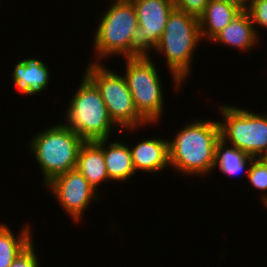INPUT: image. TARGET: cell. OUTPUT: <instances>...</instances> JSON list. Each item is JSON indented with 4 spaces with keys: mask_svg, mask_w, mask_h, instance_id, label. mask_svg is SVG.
<instances>
[{
    "mask_svg": "<svg viewBox=\"0 0 267 267\" xmlns=\"http://www.w3.org/2000/svg\"><path fill=\"white\" fill-rule=\"evenodd\" d=\"M182 128L168 140L171 168L186 176L212 173L216 145L221 139L219 121L196 119Z\"/></svg>",
    "mask_w": 267,
    "mask_h": 267,
    "instance_id": "cell-1",
    "label": "cell"
},
{
    "mask_svg": "<svg viewBox=\"0 0 267 267\" xmlns=\"http://www.w3.org/2000/svg\"><path fill=\"white\" fill-rule=\"evenodd\" d=\"M201 41L199 18L174 9L155 50L165 56L177 91L190 75L193 52Z\"/></svg>",
    "mask_w": 267,
    "mask_h": 267,
    "instance_id": "cell-2",
    "label": "cell"
},
{
    "mask_svg": "<svg viewBox=\"0 0 267 267\" xmlns=\"http://www.w3.org/2000/svg\"><path fill=\"white\" fill-rule=\"evenodd\" d=\"M72 96L63 123L84 141L109 139L113 128L107 107L96 85L84 74ZM114 126V127H113Z\"/></svg>",
    "mask_w": 267,
    "mask_h": 267,
    "instance_id": "cell-3",
    "label": "cell"
},
{
    "mask_svg": "<svg viewBox=\"0 0 267 267\" xmlns=\"http://www.w3.org/2000/svg\"><path fill=\"white\" fill-rule=\"evenodd\" d=\"M84 142L63 122L34 135L28 144L43 173L44 185L53 177L76 169L78 152Z\"/></svg>",
    "mask_w": 267,
    "mask_h": 267,
    "instance_id": "cell-4",
    "label": "cell"
},
{
    "mask_svg": "<svg viewBox=\"0 0 267 267\" xmlns=\"http://www.w3.org/2000/svg\"><path fill=\"white\" fill-rule=\"evenodd\" d=\"M92 62H89L84 73L98 88L109 116L117 126L116 129L120 127L118 132L120 134L123 130L133 132L136 128L138 130L139 127L147 126L148 123L135 109L124 75L109 70L105 63Z\"/></svg>",
    "mask_w": 267,
    "mask_h": 267,
    "instance_id": "cell-5",
    "label": "cell"
},
{
    "mask_svg": "<svg viewBox=\"0 0 267 267\" xmlns=\"http://www.w3.org/2000/svg\"><path fill=\"white\" fill-rule=\"evenodd\" d=\"M100 17L93 43L96 63L117 54L130 58L132 34L138 27L132 0H113Z\"/></svg>",
    "mask_w": 267,
    "mask_h": 267,
    "instance_id": "cell-6",
    "label": "cell"
},
{
    "mask_svg": "<svg viewBox=\"0 0 267 267\" xmlns=\"http://www.w3.org/2000/svg\"><path fill=\"white\" fill-rule=\"evenodd\" d=\"M125 59L124 77L128 83L135 109L148 123L155 124L162 118L164 96L158 69L150 56Z\"/></svg>",
    "mask_w": 267,
    "mask_h": 267,
    "instance_id": "cell-7",
    "label": "cell"
},
{
    "mask_svg": "<svg viewBox=\"0 0 267 267\" xmlns=\"http://www.w3.org/2000/svg\"><path fill=\"white\" fill-rule=\"evenodd\" d=\"M221 139L254 158L267 155V113L259 114L239 107L219 106Z\"/></svg>",
    "mask_w": 267,
    "mask_h": 267,
    "instance_id": "cell-8",
    "label": "cell"
},
{
    "mask_svg": "<svg viewBox=\"0 0 267 267\" xmlns=\"http://www.w3.org/2000/svg\"><path fill=\"white\" fill-rule=\"evenodd\" d=\"M132 3L138 27L131 38V57L149 56L150 50L155 51L175 7L172 0H132Z\"/></svg>",
    "mask_w": 267,
    "mask_h": 267,
    "instance_id": "cell-9",
    "label": "cell"
},
{
    "mask_svg": "<svg viewBox=\"0 0 267 267\" xmlns=\"http://www.w3.org/2000/svg\"><path fill=\"white\" fill-rule=\"evenodd\" d=\"M45 186L75 222L81 221L90 203L99 199L98 191L77 169L53 177Z\"/></svg>",
    "mask_w": 267,
    "mask_h": 267,
    "instance_id": "cell-10",
    "label": "cell"
},
{
    "mask_svg": "<svg viewBox=\"0 0 267 267\" xmlns=\"http://www.w3.org/2000/svg\"><path fill=\"white\" fill-rule=\"evenodd\" d=\"M129 148L136 172L156 174L162 172L165 167H170L168 140L165 138H146Z\"/></svg>",
    "mask_w": 267,
    "mask_h": 267,
    "instance_id": "cell-11",
    "label": "cell"
},
{
    "mask_svg": "<svg viewBox=\"0 0 267 267\" xmlns=\"http://www.w3.org/2000/svg\"><path fill=\"white\" fill-rule=\"evenodd\" d=\"M50 69L44 61L37 58L20 60L13 69V85L26 96L41 93L50 81Z\"/></svg>",
    "mask_w": 267,
    "mask_h": 267,
    "instance_id": "cell-12",
    "label": "cell"
},
{
    "mask_svg": "<svg viewBox=\"0 0 267 267\" xmlns=\"http://www.w3.org/2000/svg\"><path fill=\"white\" fill-rule=\"evenodd\" d=\"M244 9L228 0H209L199 17L200 35L209 42L231 23Z\"/></svg>",
    "mask_w": 267,
    "mask_h": 267,
    "instance_id": "cell-13",
    "label": "cell"
},
{
    "mask_svg": "<svg viewBox=\"0 0 267 267\" xmlns=\"http://www.w3.org/2000/svg\"><path fill=\"white\" fill-rule=\"evenodd\" d=\"M258 31L254 27L250 15L243 10L231 23H229L210 42L221 43L237 48L239 51H250L259 42Z\"/></svg>",
    "mask_w": 267,
    "mask_h": 267,
    "instance_id": "cell-14",
    "label": "cell"
},
{
    "mask_svg": "<svg viewBox=\"0 0 267 267\" xmlns=\"http://www.w3.org/2000/svg\"><path fill=\"white\" fill-rule=\"evenodd\" d=\"M108 140L107 138L95 141L103 149L108 177L110 181H128L136 173L129 145L117 141L108 144Z\"/></svg>",
    "mask_w": 267,
    "mask_h": 267,
    "instance_id": "cell-15",
    "label": "cell"
},
{
    "mask_svg": "<svg viewBox=\"0 0 267 267\" xmlns=\"http://www.w3.org/2000/svg\"><path fill=\"white\" fill-rule=\"evenodd\" d=\"M76 169L97 191L98 187L109 181L103 149L95 141H85L78 152Z\"/></svg>",
    "mask_w": 267,
    "mask_h": 267,
    "instance_id": "cell-16",
    "label": "cell"
},
{
    "mask_svg": "<svg viewBox=\"0 0 267 267\" xmlns=\"http://www.w3.org/2000/svg\"><path fill=\"white\" fill-rule=\"evenodd\" d=\"M253 159L254 157L232 145L229 147L224 140L220 139L215 149L213 170L218 168L225 176L235 177L246 169L249 170Z\"/></svg>",
    "mask_w": 267,
    "mask_h": 267,
    "instance_id": "cell-17",
    "label": "cell"
},
{
    "mask_svg": "<svg viewBox=\"0 0 267 267\" xmlns=\"http://www.w3.org/2000/svg\"><path fill=\"white\" fill-rule=\"evenodd\" d=\"M23 226L15 236L13 231L4 224H0V267H9L14 259L33 241L32 228Z\"/></svg>",
    "mask_w": 267,
    "mask_h": 267,
    "instance_id": "cell-18",
    "label": "cell"
},
{
    "mask_svg": "<svg viewBox=\"0 0 267 267\" xmlns=\"http://www.w3.org/2000/svg\"><path fill=\"white\" fill-rule=\"evenodd\" d=\"M246 175L251 186L258 191L267 192V161L265 158H254Z\"/></svg>",
    "mask_w": 267,
    "mask_h": 267,
    "instance_id": "cell-19",
    "label": "cell"
},
{
    "mask_svg": "<svg viewBox=\"0 0 267 267\" xmlns=\"http://www.w3.org/2000/svg\"><path fill=\"white\" fill-rule=\"evenodd\" d=\"M250 15L254 27H262L267 30V0H251L245 9Z\"/></svg>",
    "mask_w": 267,
    "mask_h": 267,
    "instance_id": "cell-20",
    "label": "cell"
},
{
    "mask_svg": "<svg viewBox=\"0 0 267 267\" xmlns=\"http://www.w3.org/2000/svg\"><path fill=\"white\" fill-rule=\"evenodd\" d=\"M176 10L199 18L205 11L209 0H172Z\"/></svg>",
    "mask_w": 267,
    "mask_h": 267,
    "instance_id": "cell-21",
    "label": "cell"
},
{
    "mask_svg": "<svg viewBox=\"0 0 267 267\" xmlns=\"http://www.w3.org/2000/svg\"><path fill=\"white\" fill-rule=\"evenodd\" d=\"M33 241L14 259L9 267H40Z\"/></svg>",
    "mask_w": 267,
    "mask_h": 267,
    "instance_id": "cell-22",
    "label": "cell"
},
{
    "mask_svg": "<svg viewBox=\"0 0 267 267\" xmlns=\"http://www.w3.org/2000/svg\"><path fill=\"white\" fill-rule=\"evenodd\" d=\"M228 1L239 5L244 10L249 6L251 2V0H228Z\"/></svg>",
    "mask_w": 267,
    "mask_h": 267,
    "instance_id": "cell-23",
    "label": "cell"
},
{
    "mask_svg": "<svg viewBox=\"0 0 267 267\" xmlns=\"http://www.w3.org/2000/svg\"><path fill=\"white\" fill-rule=\"evenodd\" d=\"M264 194H262V202L264 203V207L267 208V194L266 192H263ZM267 210V209H266Z\"/></svg>",
    "mask_w": 267,
    "mask_h": 267,
    "instance_id": "cell-24",
    "label": "cell"
}]
</instances>
